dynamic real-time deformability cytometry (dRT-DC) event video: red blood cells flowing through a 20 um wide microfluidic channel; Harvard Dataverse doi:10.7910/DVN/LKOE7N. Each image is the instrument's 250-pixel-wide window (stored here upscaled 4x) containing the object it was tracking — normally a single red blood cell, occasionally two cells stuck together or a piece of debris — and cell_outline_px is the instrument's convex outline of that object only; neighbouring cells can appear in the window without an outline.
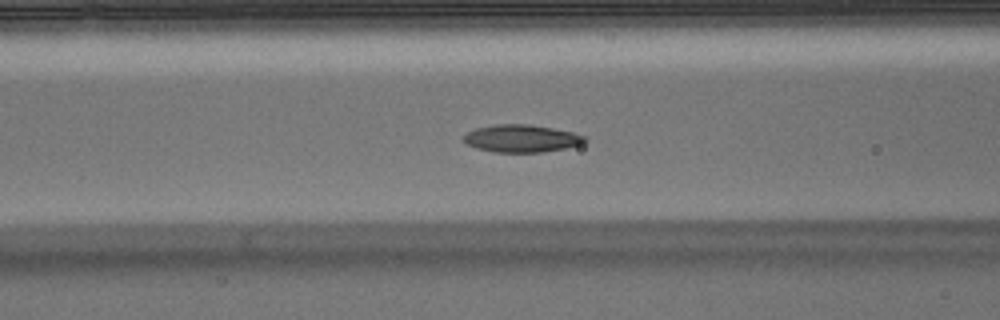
{"species": "Egyptian fruit bat (a non-hibernating species)", "species_latin": "Rousettus aegyptiacus", "temperature_condition": "warm", "stored_images_in_passage": 52, "camera_frame_rate_fps": 3000, "um_per_image_px": 0.085, "animal": {"sex": "male"}, "frame": {"image": 1, "passage_image": 21, "time_ms": 6.667, "image_size_px": [1000, 320], "cell_outline_px": [[588, 140], [580, 144], [564, 148], [544, 152], [492, 152], [476, 148], [468, 144], [464, 140], [464, 136], [468, 132], [476, 128], [496, 124], [528, 124], [552, 128], [572, 132], [588, 136]], "centroid_in_image_um": [44.35, 11.77], "position_along_channel_um": 122.2, "area_um2": 19.36}}
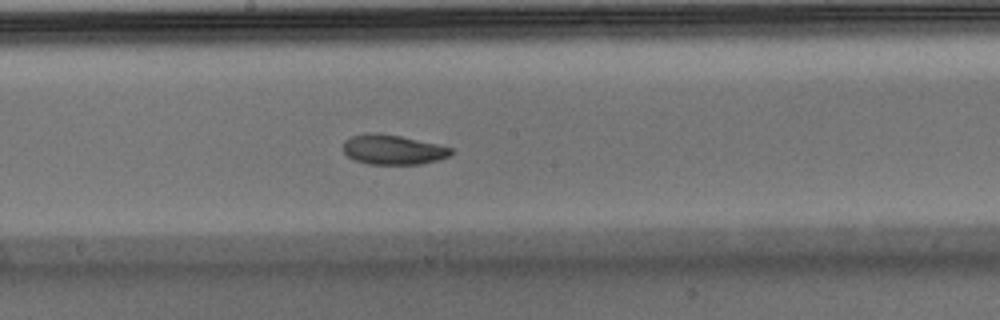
{"frame": {"image": 2, "passage_image": 28, "time_ms": 9.0, "image_size_px": [1000, 320], "cell_outline_px": [[452, 156], [420, 164], [368, 164], [356, 160], [348, 156], [344, 152], [344, 140], [352, 136], [368, 132], [376, 132], [400, 136], [436, 144], [452, 148]], "centroid_in_image_um": [33.39, 12.71], "position_along_channel_um": 214.8, "area_um2": 18.61}}
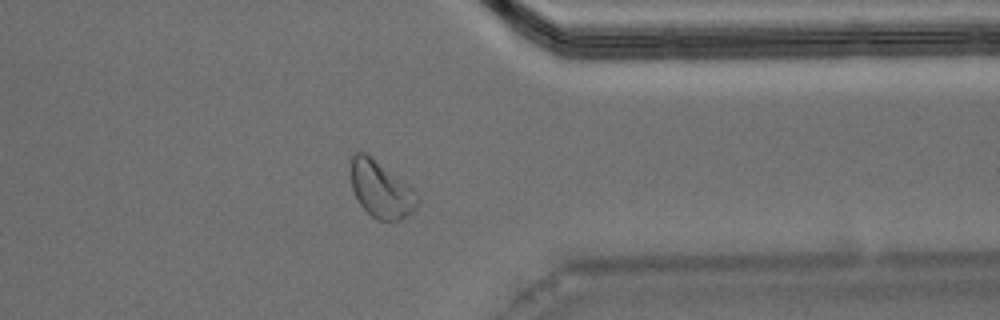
{"frame": {"image": 3, "passage_image": 41, "time_ms": 13.333, "image_size_px": [1000, 320], "cell_outline_px": [[420, 200], [416, 208], [408, 216], [400, 220], [380, 220], [372, 216], [360, 204], [352, 188], [352, 156], [356, 152], [364, 152], [408, 184], [420, 196]], "centroid_in_image_um": [32.43, 16.13], "position_along_channel_um": 379.0, "area_um2": 21.56}, "authors_computed_cell_mechanics": {"area_um2": 19.1607, "velocity_mm_per_s": 3.9615, "shape_relaxation_time_tau1_ms": 2.4871, "shape_relaxation_time_tau2_ms": 6.49, "deformation_change_tau1": 0.1178, "deformation_change_tau2": 0.1238}}